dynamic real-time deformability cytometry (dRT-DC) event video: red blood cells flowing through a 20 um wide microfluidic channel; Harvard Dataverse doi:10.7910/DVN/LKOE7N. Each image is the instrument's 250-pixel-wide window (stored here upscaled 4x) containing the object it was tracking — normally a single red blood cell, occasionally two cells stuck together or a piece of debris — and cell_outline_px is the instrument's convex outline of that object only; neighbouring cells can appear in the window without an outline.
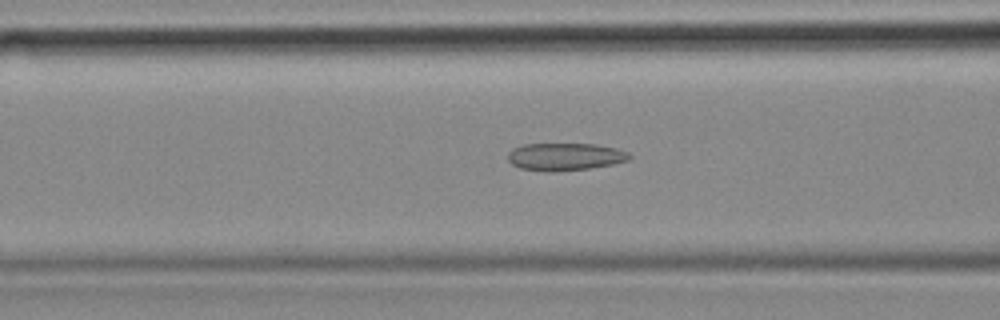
{"species": "common noctule bat (a hibernating species)", "species_latin": "Nyctalus noctula", "temperature_condition": "cold", "stored_images_in_passage": 36, "camera_frame_rate_fps": 3000, "um_per_image_px": 0.085, "animal": {"sex": "female", "body_mass_g": 18.4}, "frame": {"image": 1, "passage_image": 12, "time_ms": 3.667, "image_size_px": [1000, 320], "cell_outline_px": [[632, 156], [628, 160], [612, 164], [592, 168], [552, 172], [548, 172], [520, 168], [512, 164], [508, 160], [508, 152], [512, 148], [524, 144], [596, 144], [616, 148], [628, 152]], "centroid_in_image_um": [48.02, 13.32], "position_along_channel_um": 118.6, "area_um2": 19.59}}
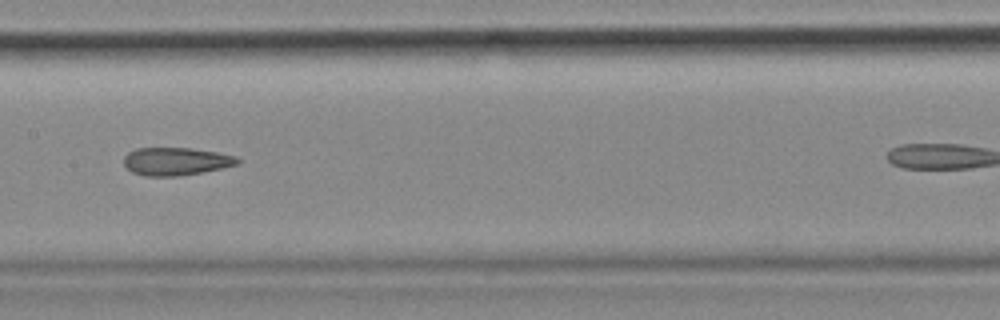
{"frame": {"image": 2, "passage_image": 18, "time_ms": 5.667, "image_size_px": [1000, 320], "cell_outline_px": [[240, 164], [204, 172], [176, 176], [144, 176], [132, 172], [124, 164], [124, 156], [128, 152], [136, 148], [192, 148], [216, 152], [236, 156], [240, 160]], "centroid_in_image_um": [14.97, 13.71], "position_along_channel_um": 192.4, "area_um2": 18.55}}
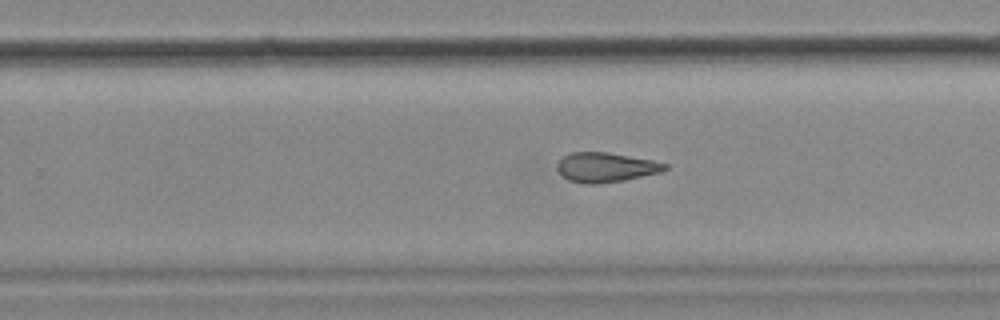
{"frame": {"image": 3, "passage_image": 25, "time_ms": 8.0, "image_size_px": [1000, 320], "cell_outline_px": [[668, 168], [660, 172], [624, 180], [596, 184], [584, 184], [568, 180], [556, 168], [556, 164], [564, 156], [572, 152], [608, 152], [652, 160], [668, 164]], "centroid_in_image_um": [51.48, 14.22], "position_along_channel_um": 278.3, "area_um2": 18.5}}